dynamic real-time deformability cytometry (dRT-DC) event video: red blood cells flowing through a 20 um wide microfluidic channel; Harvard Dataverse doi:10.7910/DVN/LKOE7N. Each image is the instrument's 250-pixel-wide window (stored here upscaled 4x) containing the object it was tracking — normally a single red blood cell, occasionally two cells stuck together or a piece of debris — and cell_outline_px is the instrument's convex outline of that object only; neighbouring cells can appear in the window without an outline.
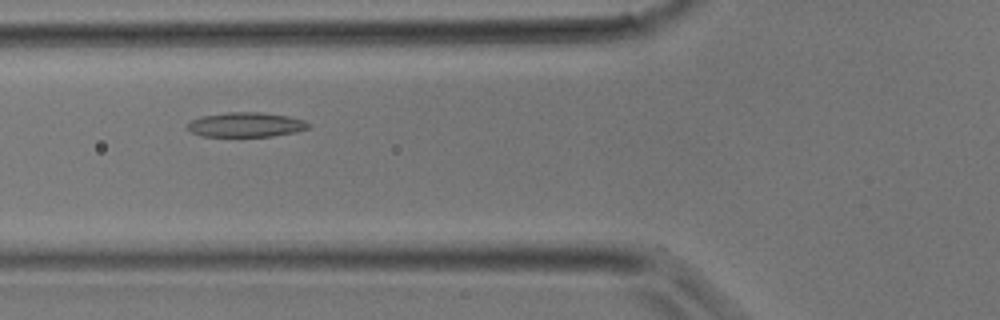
{"species": "common noctule bat (a hibernating species)", "species_latin": "Nyctalus noctula", "temperature_condition": "room temperature", "stored_images_in_passage": 32, "camera_frame_rate_fps": 3000, "um_per_image_px": 0.085, "animal": {"sex": "male", "body_mass_g": 17.9}, "frame": {"image": 1, "passage_image": 10, "time_ms": 3.0, "image_size_px": [1000, 320], "cell_outline_px": [[312, 124], [308, 128], [296, 132], [272, 136], [200, 136], [184, 128], [192, 120], [200, 116], [228, 112], [260, 112], [288, 116], [304, 120]], "centroid_in_image_um": [20.89, 10.59], "position_along_channel_um": 104.9, "area_um2": 17.46}}
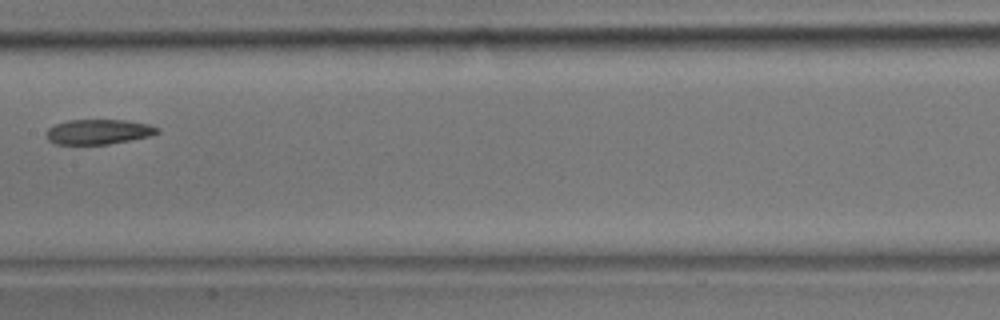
{"frame": {"image": 2, "passage_image": 15, "time_ms": 4.667, "image_size_px": [1000, 320], "cell_outline_px": [[160, 132], [148, 136], [108, 144], [56, 144], [48, 140], [48, 128], [56, 124], [68, 120], [124, 120], [148, 124], [160, 128]], "centroid_in_image_um": [8.38, 11.19], "position_along_channel_um": 199.0, "area_um2": 15.9}}
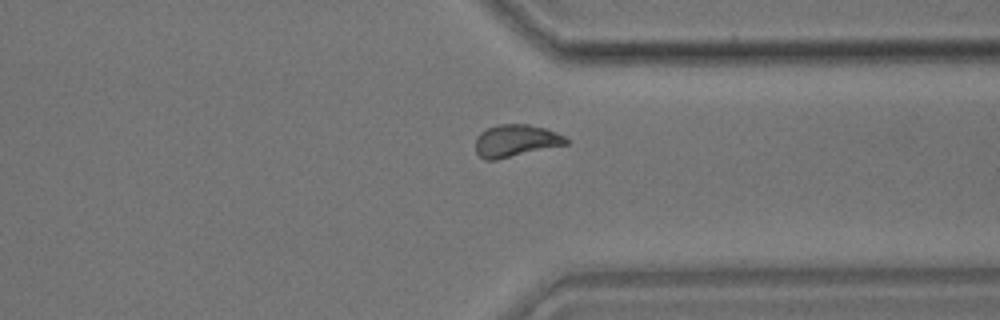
{"frame": {"image": 3, "passage_image": 24, "time_ms": 7.667, "image_size_px": [1000, 320], "cell_outline_px": [[568, 144], [496, 160], [484, 160], [476, 152], [476, 136], [480, 132], [496, 124], [528, 124], [544, 128], [556, 132], [564, 136], [568, 140]], "centroid_in_image_um": [43.82, 11.96], "position_along_channel_um": 367.6, "area_um2": 17.05}}